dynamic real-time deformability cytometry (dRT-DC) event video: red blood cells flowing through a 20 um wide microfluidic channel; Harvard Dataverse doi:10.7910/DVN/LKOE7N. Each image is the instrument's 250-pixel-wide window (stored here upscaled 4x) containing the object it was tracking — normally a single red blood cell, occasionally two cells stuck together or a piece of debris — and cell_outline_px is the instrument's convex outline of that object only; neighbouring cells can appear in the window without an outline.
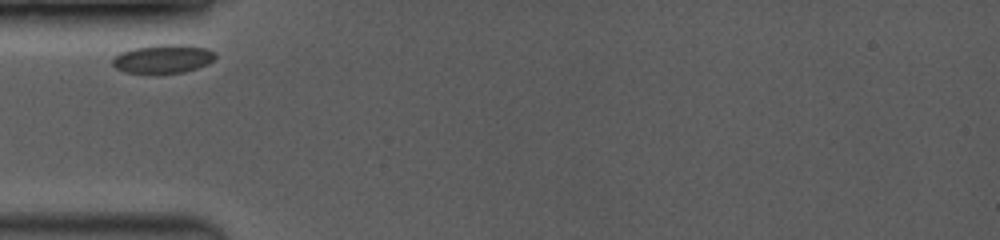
{"species": "common noctule bat (a hibernating species)", "species_latin": "Nyctalus noctula", "temperature_condition": "room temperature", "stored_images_in_passage": 1, "camera_frame_rate_fps": 3500, "um_per_image_px": 0.085, "animal": {"sex": "female", "body_mass_g": 19.0, "forearm_length_mm": 53.3}, "frame": {"image": 1, "passage_image": 1, "time_ms": 0.0, "image_size_px": [1000, 240], "cell_outline_px": [[216, 56], [208, 64], [184, 72], [124, 72], [116, 68], [112, 64], [112, 60], [120, 52], [132, 48], [160, 44], [184, 44], [208, 48], [216, 52]], "centroid_in_image_um": [13.89, 4.97], "position_along_channel_um": 71.1, "area_um2": 17.05}}